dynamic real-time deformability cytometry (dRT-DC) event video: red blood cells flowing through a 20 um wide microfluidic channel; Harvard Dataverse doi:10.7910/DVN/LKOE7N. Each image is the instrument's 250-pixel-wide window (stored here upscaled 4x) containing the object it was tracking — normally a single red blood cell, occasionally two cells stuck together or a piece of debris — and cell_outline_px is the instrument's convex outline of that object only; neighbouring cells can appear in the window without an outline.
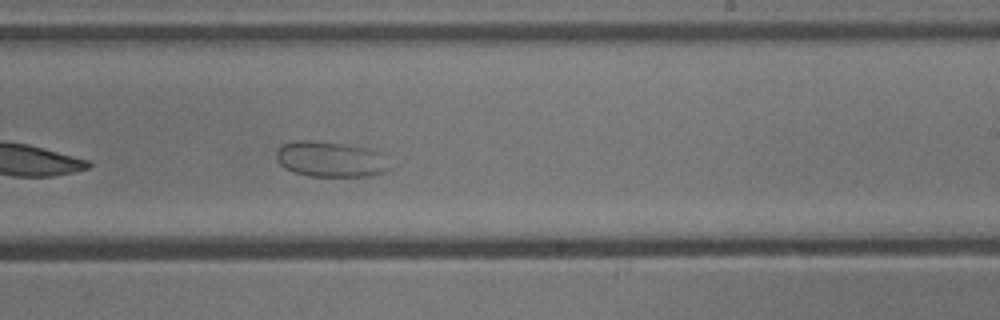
{"species": "common noctule bat (a hibernating species)", "species_latin": "Nyctalus noctula", "temperature_condition": "cold", "stored_images_in_passage": 38, "camera_frame_rate_fps": 3000, "um_per_image_px": 0.085, "animal": {"sex": "male", "body_mass_g": 13.3}, "frame": {"image": 1, "passage_image": 17, "time_ms": 5.333, "image_size_px": [1000, 320], "cell_outline_px": [[392, 168], [384, 172], [368, 176], [308, 176], [284, 168], [276, 160], [276, 152], [284, 144], [292, 140], [312, 140], [368, 148], [380, 152]], "centroid_in_image_um": [28.09, 13.54], "position_along_channel_um": 260.9, "area_um2": 23.41}}